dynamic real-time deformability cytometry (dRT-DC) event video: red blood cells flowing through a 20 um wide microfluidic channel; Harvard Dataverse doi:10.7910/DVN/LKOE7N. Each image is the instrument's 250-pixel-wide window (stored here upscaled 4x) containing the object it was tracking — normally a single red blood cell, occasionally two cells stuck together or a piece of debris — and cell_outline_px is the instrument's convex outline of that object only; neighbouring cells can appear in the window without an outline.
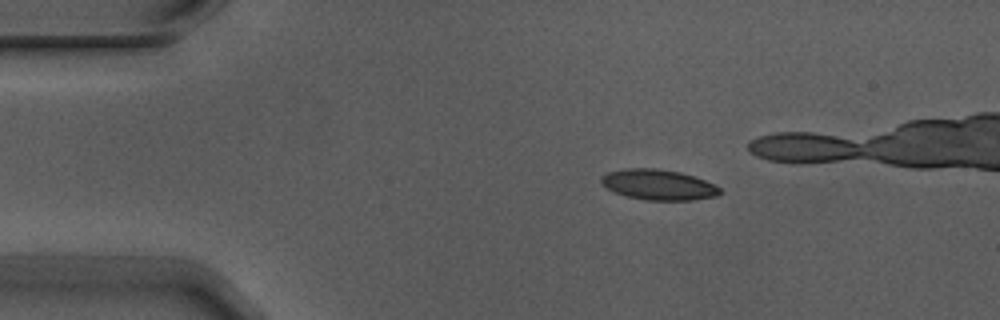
{"species": "Egyptian fruit bat (a non-hibernating species)", "species_latin": "Rousettus aegyptiacus", "temperature_condition": "warm", "stored_images_in_passage": 9, "camera_frame_rate_fps": 3000, "um_per_image_px": 0.085, "animal": {"sex": "male"}, "frame": {"image": 1, "passage_image": 3, "time_ms": 0.667, "image_size_px": [1000, 320], "cell_outline_px": [[724, 192], [716, 196], [692, 200], [644, 200], [624, 196], [608, 188], [600, 180], [600, 176], [608, 172], [624, 168], [656, 168], [680, 172], [704, 180], [720, 188]], "centroid_in_image_um": [55.96, 15.7], "position_along_channel_um": 29.0, "area_um2": 21.04}}
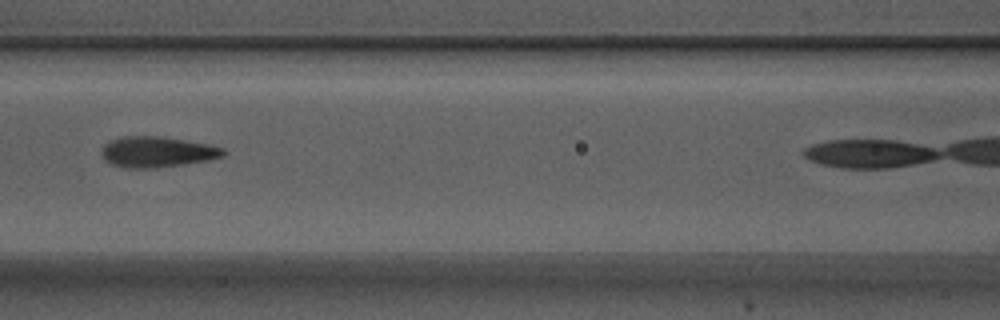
{"frame": {"image": 2, "passage_image": 7, "time_ms": 2.0, "image_size_px": [1000, 320], "cell_outline_px": [[228, 152], [224, 156], [208, 160], [184, 164], [156, 168], [124, 168], [112, 164], [104, 160], [104, 144], [112, 140], [124, 136], [160, 136], [208, 144], [224, 148]], "centroid_in_image_um": [13.41, 12.92], "position_along_channel_um": 153.2, "area_um2": 21.68}}